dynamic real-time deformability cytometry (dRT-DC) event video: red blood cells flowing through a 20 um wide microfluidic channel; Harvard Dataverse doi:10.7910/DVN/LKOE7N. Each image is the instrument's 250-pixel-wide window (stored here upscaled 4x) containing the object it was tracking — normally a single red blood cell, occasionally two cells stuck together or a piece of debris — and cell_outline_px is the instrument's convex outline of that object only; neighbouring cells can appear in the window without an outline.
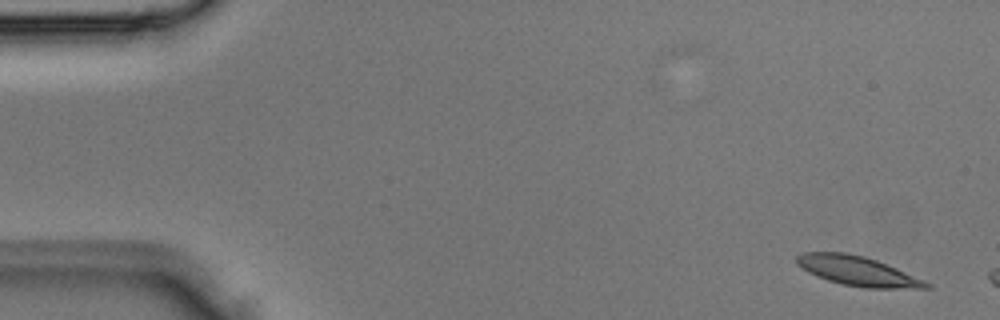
{"species": "Egyptian fruit bat (a non-hibernating species)", "species_latin": "Rousettus aegyptiacus", "temperature_condition": "room temperature", "stored_images_in_passage": 3, "camera_frame_rate_fps": 3000, "um_per_image_px": 0.085, "animal": {"sex": "male"}, "frame": {"image": 1, "passage_image": 1, "time_ms": 0.0, "image_size_px": [1000, 320], "cell_outline_px": [[932, 288], [864, 288], [844, 284], [828, 280], [816, 276], [808, 272], [796, 264], [796, 256], [804, 252], [844, 252], [864, 256], [876, 260], [896, 268], [924, 280], [932, 284]], "centroid_in_image_um": [72.89, 23.03], "position_along_channel_um": 12.1, "area_um2": 22.14}}